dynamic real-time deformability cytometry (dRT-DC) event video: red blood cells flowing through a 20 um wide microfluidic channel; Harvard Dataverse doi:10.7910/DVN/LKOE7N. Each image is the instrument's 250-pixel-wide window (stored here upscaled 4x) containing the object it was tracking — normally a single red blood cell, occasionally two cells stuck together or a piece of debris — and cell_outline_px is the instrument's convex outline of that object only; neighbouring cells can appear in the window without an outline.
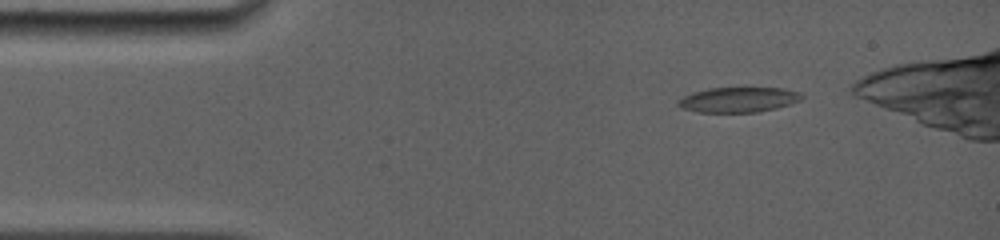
{"species": "common noctule bat (a hibernating species)", "species_latin": "Nyctalus noctula", "temperature_condition": "room temperature", "stored_images_in_passage": 47, "camera_frame_rate_fps": 5000, "um_per_image_px": 0.085, "animal": {"sex": "female", "body_mass_g": 19.0, "forearm_length_mm": 56.7}, "frame": {"image": 1, "passage_image": 2, "time_ms": 0.6, "image_size_px": [1000, 240], "cell_outline_px": [[804, 96], [800, 100], [776, 108], [756, 112], [696, 112], [680, 108], [676, 104], [684, 96], [692, 92], [708, 88], [784, 88], [800, 92]], "centroid_in_image_um": [62.74, 8.47], "position_along_channel_um": 22.3, "area_um2": 18.03}}
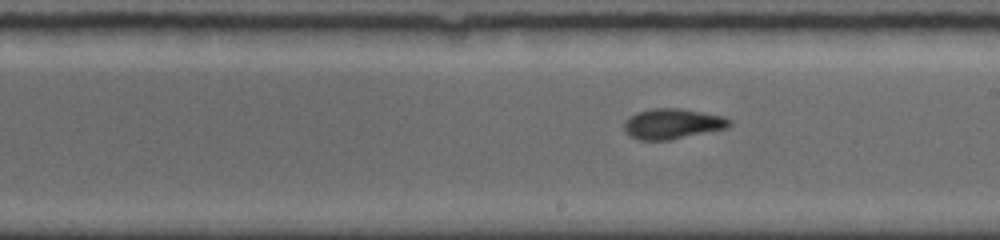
{"frame": {"image": 2, "passage_image": 25, "time_ms": 7.6, "image_size_px": [1000, 240], "cell_outline_px": [[732, 124], [728, 128], [668, 140], [640, 140], [624, 132], [624, 120], [636, 112], [652, 108], [680, 108], [724, 116], [732, 120]], "centroid_in_image_um": [57.16, 10.51], "position_along_channel_um": 231.8, "area_um2": 18.73}}
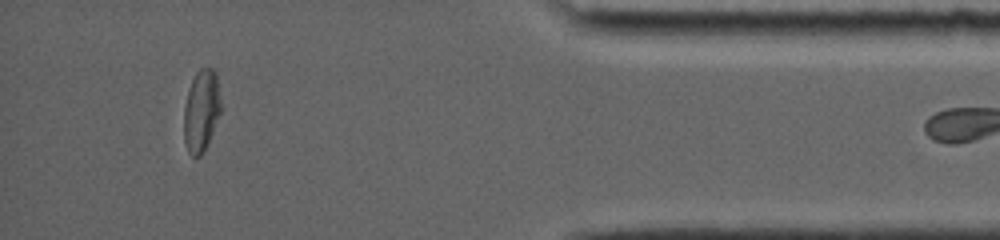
{"frame": {"image": 3, "passage_image": 42, "time_ms": 13.2, "image_size_px": [1000, 240], "cell_outline_px": [[220, 112], [208, 144], [200, 156], [192, 156], [188, 152], [184, 140], [184, 108], [188, 92], [192, 80], [196, 72], [204, 64], [212, 68], [216, 72], [220, 96]], "centroid_in_image_um": [17.11, 9.37], "position_along_channel_um": 418.1, "area_um2": 17.69}, "authors_computed_cell_mechanics": {"area_um2": 18.1492, "velocity_mm_per_s": 3.9014, "shape_relaxation_time_tau1_ms": 7.6947, "shape_relaxation_time_tau2_ms": 2.2264, "deformation_change_tau1": 0.2179, "deformation_change_tau2": 0.0724}}